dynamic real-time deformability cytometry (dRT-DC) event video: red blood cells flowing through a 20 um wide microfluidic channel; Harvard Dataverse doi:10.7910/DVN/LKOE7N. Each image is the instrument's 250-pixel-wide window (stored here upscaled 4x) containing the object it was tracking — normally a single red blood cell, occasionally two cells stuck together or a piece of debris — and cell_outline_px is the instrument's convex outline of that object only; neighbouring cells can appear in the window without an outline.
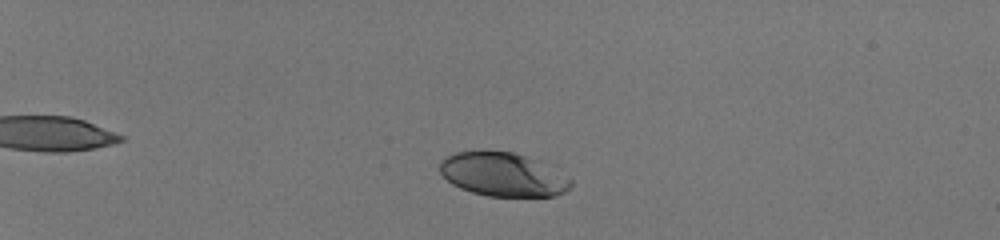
{"species": "human", "species_latin": "Homo sapiens", "temperature_condition": "room temperature", "stored_images_in_passage": 49, "camera_frame_rate_fps": 3000, "um_per_image_px": 0.085, "donor": {"sex": "male"}, "frame": {"image": 1, "passage_image": 10, "time_ms": 3.0, "image_size_px": [1000, 240], "cell_outline_px": [[572, 184], [564, 192], [556, 196], [488, 196], [472, 192], [460, 188], [452, 184], [440, 172], [440, 160], [456, 152], [480, 148], [512, 152], [536, 160], [572, 180]], "centroid_in_image_um": [42.68, 14.8], "position_along_channel_um": 42.3, "area_um2": 33.47}}
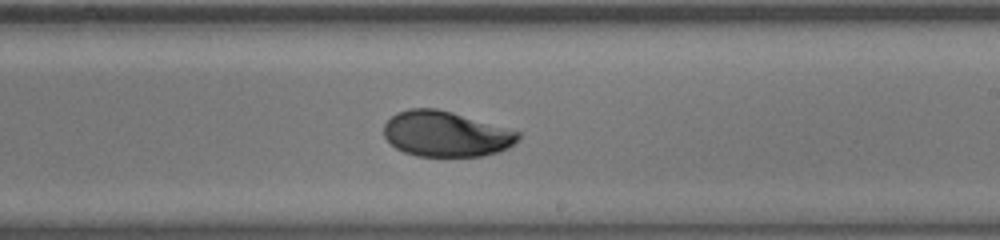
{"frame": {"image": 2, "passage_image": 32, "time_ms": 10.333, "image_size_px": [1000, 240], "cell_outline_px": [[520, 136], [508, 148], [496, 152], [480, 156], [416, 156], [404, 152], [396, 148], [384, 136], [384, 124], [396, 112], [408, 108], [436, 108], [452, 112], [520, 132]], "centroid_in_image_um": [37.86, 11.38], "position_along_channel_um": 251.1, "area_um2": 35.32}}
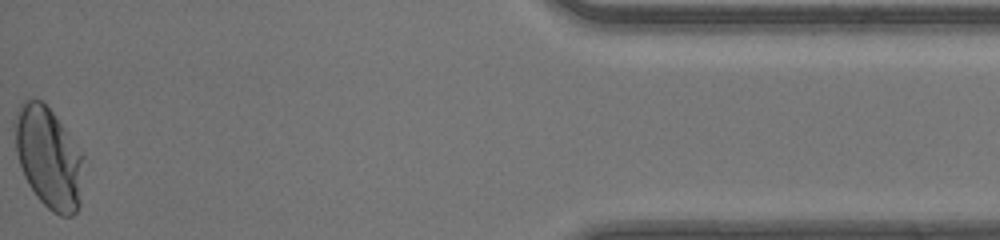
{"frame": {"image": 3, "passage_image": 49, "time_ms": 16.0, "image_size_px": [1000, 240], "cell_outline_px": [[84, 156], [80, 204], [76, 212], [72, 216], [60, 216], [52, 212], [36, 196], [28, 184], [24, 176], [16, 152], [12, 124], [12, 120], [16, 108], [24, 100], [40, 100], [52, 112]], "centroid_in_image_um": [4.1, 13.4], "position_along_channel_um": 431.1, "area_um2": 40.69}, "authors_computed_cell_mechanics": {"area_um2": 36.2406, "velocity_mm_per_s": 4.1717, "shape_relaxation_time_tau1_ms": 3.4668, "shape_relaxation_time_tau2_ms": null, "deformation_change_tau1": 0.1652, "deformation_change_tau2": null}}